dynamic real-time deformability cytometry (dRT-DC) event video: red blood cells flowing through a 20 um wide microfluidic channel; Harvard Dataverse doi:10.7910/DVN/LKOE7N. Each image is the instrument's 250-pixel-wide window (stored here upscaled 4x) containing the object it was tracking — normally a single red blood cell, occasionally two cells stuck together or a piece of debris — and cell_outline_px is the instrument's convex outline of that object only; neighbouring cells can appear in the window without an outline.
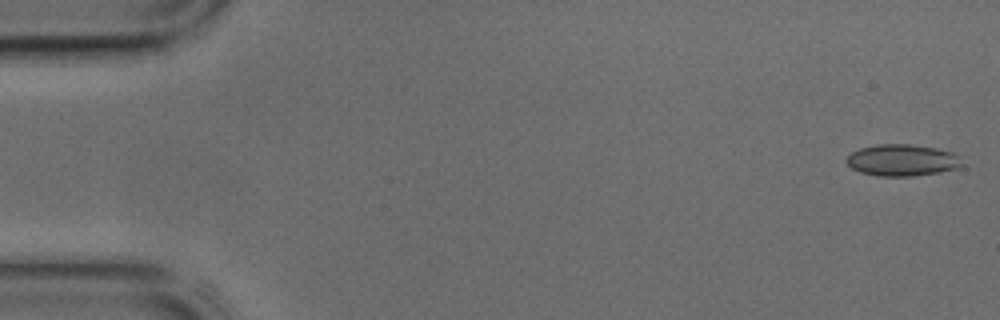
{"species": "common noctule bat (a hibernating species)", "species_latin": "Nyctalus noctula", "temperature_condition": "cold", "stored_images_in_passage": 42, "camera_frame_rate_fps": 3000, "um_per_image_px": 0.085, "animal": {"sex": "male", "body_mass_g": 17.9, "forearm_length_mm": 54.2}, "frame": {"image": 1, "passage_image": 1, "time_ms": 0.0, "image_size_px": [1000, 320], "cell_outline_px": [[964, 168], [940, 172], [912, 176], [876, 176], [860, 172], [852, 168], [844, 160], [852, 152], [860, 148], [876, 144], [908, 144], [936, 148], [952, 152], [960, 156], [964, 164]], "centroid_in_image_um": [76.73, 13.62], "position_along_channel_um": 8.3, "area_um2": 21.62}}
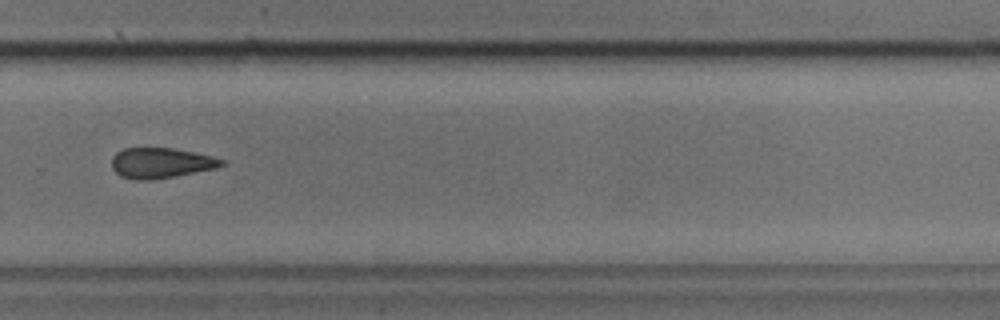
{"frame": {"image": 2, "passage_image": 29, "time_ms": 9.333, "image_size_px": [1000, 320], "cell_outline_px": [[224, 164], [216, 168], [176, 176], [152, 180], [136, 180], [120, 176], [112, 168], [112, 156], [116, 152], [124, 148], [172, 148], [212, 156], [224, 160]], "centroid_in_image_um": [13.65, 13.86], "position_along_channel_um": 316.2, "area_um2": 19.42}}
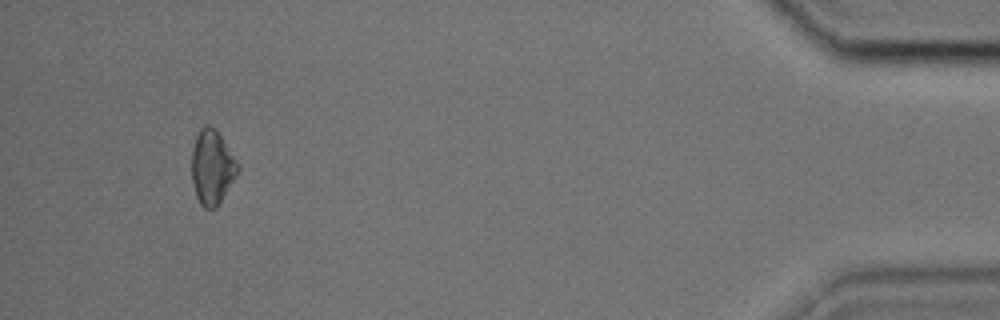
{"frame": {"image": 3, "passage_image": 40, "time_ms": 13.0, "image_size_px": [1000, 320], "cell_outline_px": [[240, 168], [236, 176], [216, 208], [204, 208], [200, 204], [196, 196], [192, 180], [192, 152], [196, 136], [200, 128], [204, 124], [208, 124], [216, 128], [240, 164]], "centroid_in_image_um": [18.04, 14.18], "position_along_channel_um": 417.2, "area_um2": 20.11}}